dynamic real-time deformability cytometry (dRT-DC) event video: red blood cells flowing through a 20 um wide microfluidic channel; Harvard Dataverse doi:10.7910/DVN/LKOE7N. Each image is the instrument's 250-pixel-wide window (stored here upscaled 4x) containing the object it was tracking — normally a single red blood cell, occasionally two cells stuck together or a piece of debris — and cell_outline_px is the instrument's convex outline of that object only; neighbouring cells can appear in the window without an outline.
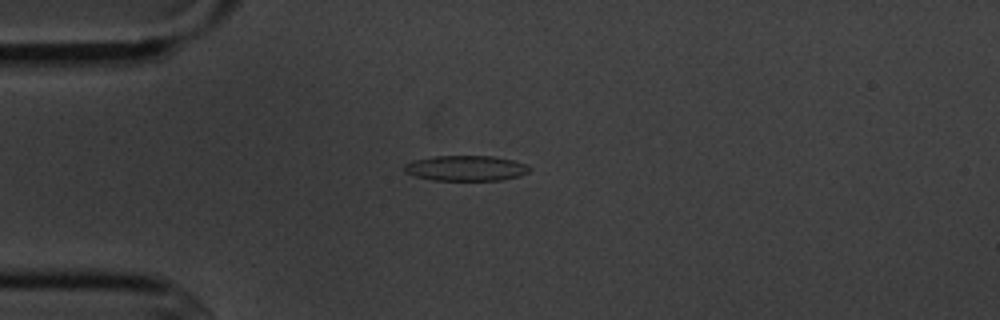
{"species": "common noctule bat (a hibernating species)", "species_latin": "Nyctalus noctula", "temperature_condition": "cold", "stored_images_in_passage": 5, "camera_frame_rate_fps": 3000, "um_per_image_px": 0.085, "animal": {"sex": "male", "body_mass_g": 20.1, "forearm_length_mm": 53.5}, "frame": {"image": 1, "passage_image": 3, "time_ms": 2.0, "image_size_px": [1000, 320], "cell_outline_px": [[532, 168], [528, 172], [520, 176], [500, 180], [432, 180], [416, 176], [404, 172], [404, 164], [412, 160], [436, 156], [492, 156], [512, 160], [528, 164]], "centroid_in_image_um": [39.61, 14.29], "position_along_channel_um": 45.4, "area_um2": 18.55}}
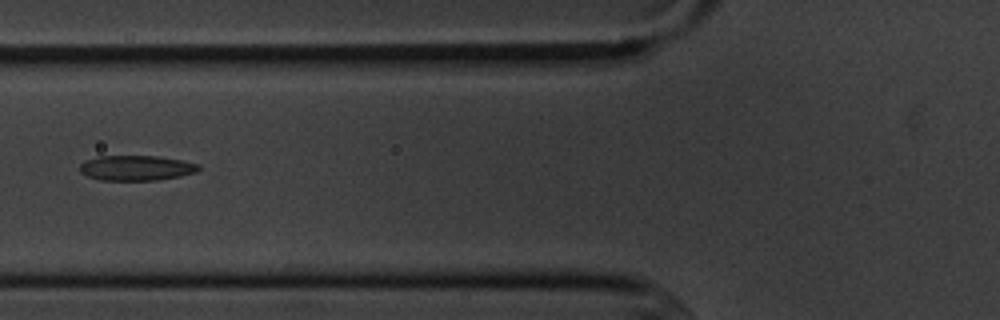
{"frame": {"image": 2, "passage_image": 5, "time_ms": 4.333, "image_size_px": [1000, 320], "cell_outline_px": [[200, 168], [196, 172], [180, 176], [156, 180], [100, 180], [88, 176], [80, 172], [80, 164], [84, 160], [100, 156], [160, 156], [200, 164]], "centroid_in_image_um": [11.58, 14.27], "position_along_channel_um": 114.2, "area_um2": 17.4}}